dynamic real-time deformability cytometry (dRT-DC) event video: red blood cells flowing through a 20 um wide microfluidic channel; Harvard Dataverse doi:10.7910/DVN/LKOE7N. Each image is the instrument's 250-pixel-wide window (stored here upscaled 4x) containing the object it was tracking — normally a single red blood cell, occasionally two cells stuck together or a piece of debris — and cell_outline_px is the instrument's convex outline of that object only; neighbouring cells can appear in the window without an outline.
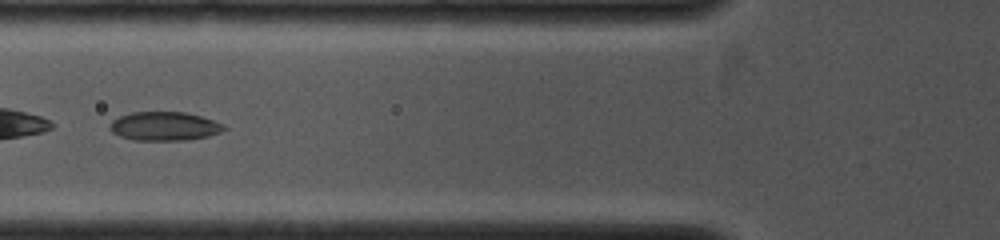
{"species": "common noctule bat (a hibernating species)", "species_latin": "Nyctalus noctula", "temperature_condition": "cold", "stored_images_in_passage": 7, "camera_frame_rate_fps": 4000, "um_per_image_px": 0.085, "animal": {"sex": "female", "body_mass_g": 19.0, "forearm_length_mm": 53.3}, "frame": {"image": 1, "passage_image": 4, "time_ms": 1.0, "image_size_px": [1000, 240], "cell_outline_px": [[228, 128], [220, 132], [208, 136], [188, 140], [132, 140], [120, 136], [112, 132], [108, 128], [112, 120], [120, 116], [132, 112], [184, 112], [200, 116], [224, 124]], "centroid_in_image_um": [13.96, 10.73], "position_along_channel_um": 111.8, "area_um2": 19.19}}
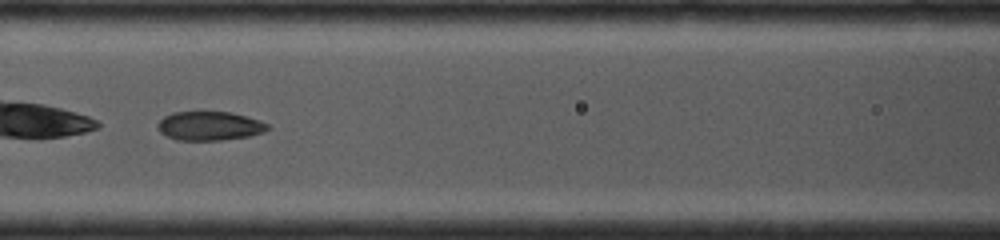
{"frame": {"image": 2, "passage_image": 5, "time_ms": 1.75, "image_size_px": [1000, 240], "cell_outline_px": [[272, 128], [264, 132], [248, 136], [220, 140], [176, 140], [160, 132], [156, 124], [164, 116], [172, 112], [232, 112], [260, 120], [268, 124]], "centroid_in_image_um": [17.83, 10.7], "position_along_channel_um": 148.8, "area_um2": 18.61}}